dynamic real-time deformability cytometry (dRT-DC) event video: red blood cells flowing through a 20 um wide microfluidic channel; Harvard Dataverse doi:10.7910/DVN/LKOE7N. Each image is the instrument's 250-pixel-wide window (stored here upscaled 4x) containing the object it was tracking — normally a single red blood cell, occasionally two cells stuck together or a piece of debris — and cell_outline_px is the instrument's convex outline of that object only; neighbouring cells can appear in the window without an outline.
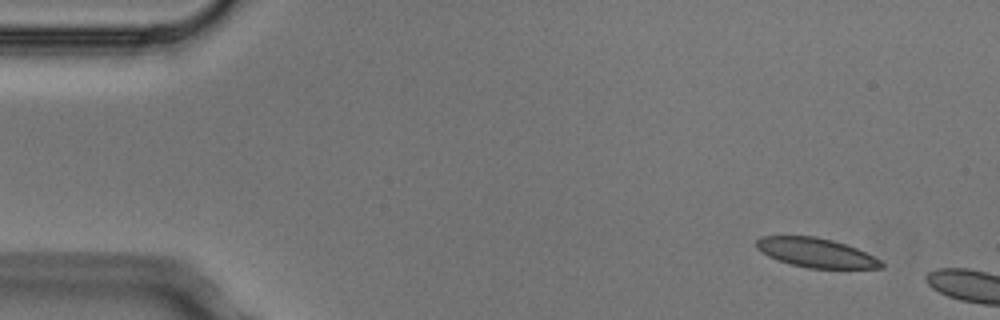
{"species": "Egyptian fruit bat (a non-hibernating species)", "species_latin": "Rousettus aegyptiacus", "temperature_condition": "cold", "stored_images_in_passage": 2, "camera_frame_rate_fps": 3000, "um_per_image_px": 0.085, "animal": {"sex": "male"}, "frame": {"image": 1, "passage_image": 1, "time_ms": 0.0, "image_size_px": [1000, 320], "cell_outline_px": [[884, 268], [808, 268], [792, 264], [768, 256], [760, 252], [756, 248], [756, 240], [760, 236], [816, 236], [832, 240], [856, 248], [880, 260], [884, 264]], "centroid_in_image_um": [69.32, 21.47], "position_along_channel_um": 15.7, "area_um2": 21.1}}